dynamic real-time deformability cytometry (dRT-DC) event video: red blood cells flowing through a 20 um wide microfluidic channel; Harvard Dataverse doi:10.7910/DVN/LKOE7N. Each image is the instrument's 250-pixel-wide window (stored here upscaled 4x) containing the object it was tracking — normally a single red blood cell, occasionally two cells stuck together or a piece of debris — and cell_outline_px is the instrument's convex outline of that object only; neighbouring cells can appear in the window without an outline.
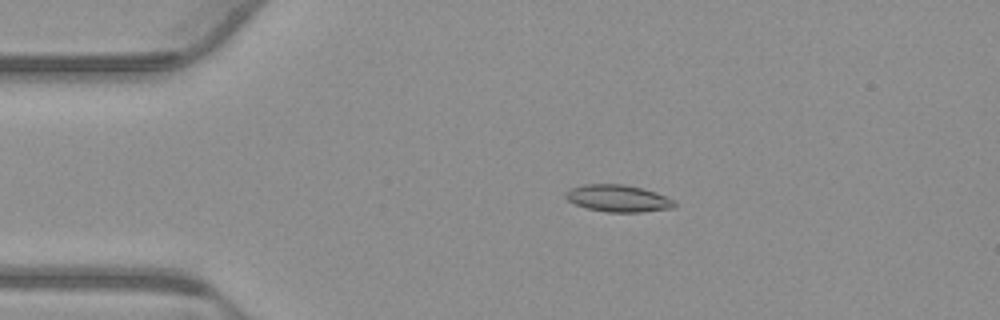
{"species": "common noctule bat (a hibernating species)", "species_latin": "Nyctalus noctula", "temperature_condition": "warm", "stored_images_in_passage": 54, "camera_frame_rate_fps": 3000, "um_per_image_px": 0.085, "animal": {"sex": "male", "body_mass_g": 23.1, "forearm_length_mm": 52.7}, "frame": {"image": 1, "passage_image": 10, "time_ms": 3.0, "image_size_px": [1000, 320], "cell_outline_px": [[676, 208], [640, 212], [608, 212], [588, 208], [576, 204], [568, 200], [564, 196], [564, 192], [572, 188], [584, 184], [624, 184], [644, 188], [656, 192], [676, 200]], "centroid_in_image_um": [52.59, 16.85], "position_along_channel_um": 32.4, "area_um2": 17.28}}
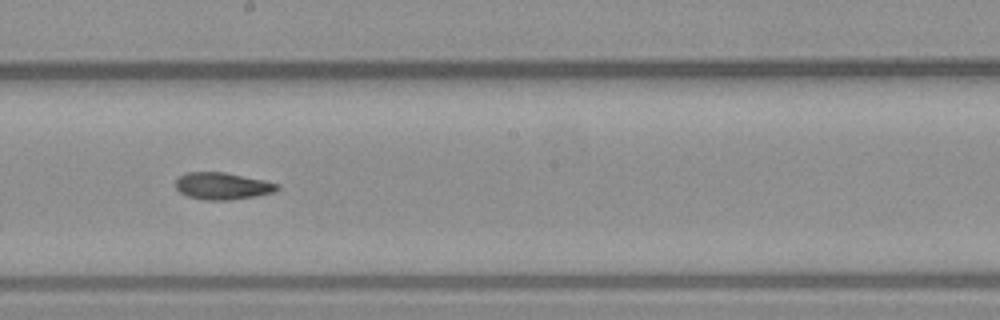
{"frame": {"image": 2, "passage_image": 29, "time_ms": 9.333, "image_size_px": [1000, 320], "cell_outline_px": [[280, 188], [272, 192], [256, 196], [228, 200], [204, 200], [188, 196], [180, 192], [176, 188], [176, 180], [180, 176], [188, 172], [224, 172], [264, 180], [280, 184]], "centroid_in_image_um": [18.92, 15.81], "position_along_channel_um": 229.3, "area_um2": 15.9}}
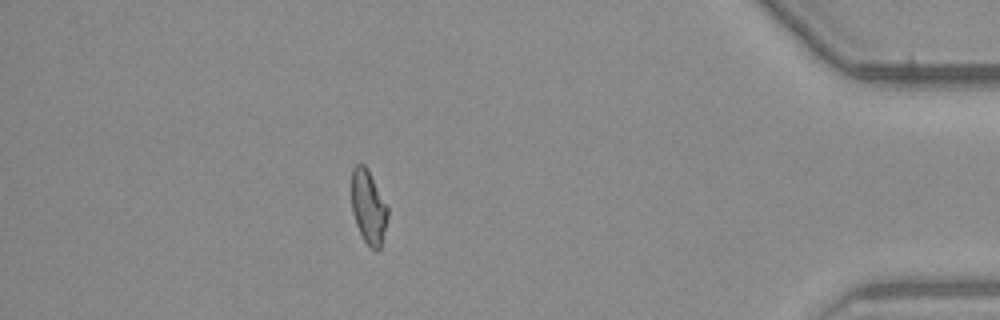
{"frame": {"image": 3, "passage_image": 47, "time_ms": 15.333, "image_size_px": [1000, 320], "cell_outline_px": [[388, 216], [380, 248], [376, 252], [364, 240], [356, 224], [352, 212], [352, 168], [356, 164], [364, 164], [368, 168], [388, 208]], "centroid_in_image_um": [31.31, 17.58], "position_along_channel_um": 403.9, "area_um2": 15.43}}